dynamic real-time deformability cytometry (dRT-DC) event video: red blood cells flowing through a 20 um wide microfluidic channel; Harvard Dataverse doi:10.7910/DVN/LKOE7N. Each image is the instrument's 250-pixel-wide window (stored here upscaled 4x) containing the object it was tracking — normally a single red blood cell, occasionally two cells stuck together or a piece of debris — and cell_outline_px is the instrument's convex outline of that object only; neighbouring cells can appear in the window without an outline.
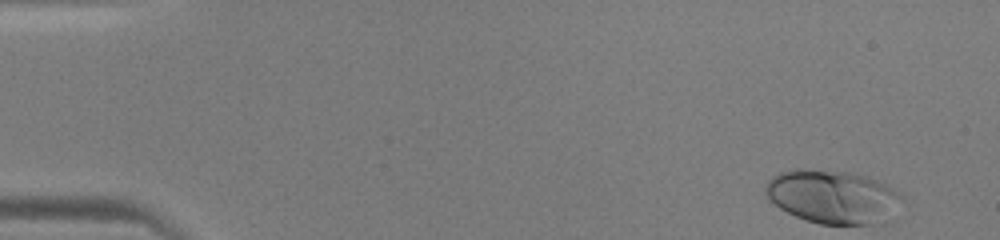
{"species": "human", "species_latin": "Homo sapiens", "temperature_condition": "warm", "stored_images_in_passage": 45, "camera_frame_rate_fps": 3000, "um_per_image_px": 0.085, "donor": {"sex": "male"}, "frame": {"image": 1, "passage_image": 1, "time_ms": 0.0, "image_size_px": [1000, 240], "cell_outline_px": [[908, 200], [884, 224], [820, 224], [796, 216], [780, 208], [768, 200], [764, 192], [764, 188], [768, 180], [772, 176], [780, 172], [796, 168], [800, 168], [848, 172], [868, 176], [884, 184], [904, 196]], "centroid_in_image_um": [70.83, 16.73], "position_along_channel_um": 14.2, "area_um2": 43.23}}
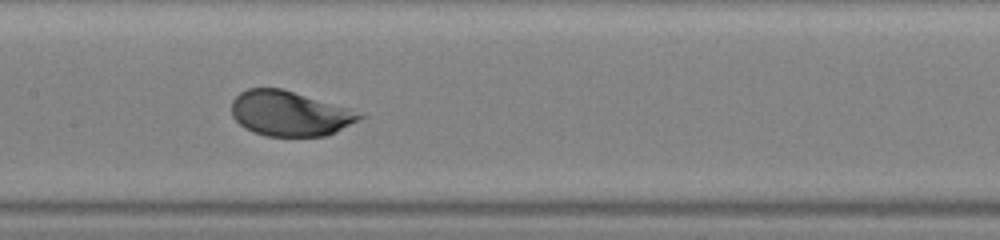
{"frame": {"image": 2, "passage_image": 22, "time_ms": 7.0, "image_size_px": [1000, 240], "cell_outline_px": [[364, 116], [324, 136], [268, 136], [252, 132], [244, 128], [232, 116], [232, 100], [240, 92], [248, 88], [280, 88], [352, 108], [364, 112]], "centroid_in_image_um": [24.6, 9.63], "position_along_channel_um": 182.8, "area_um2": 33.41}}
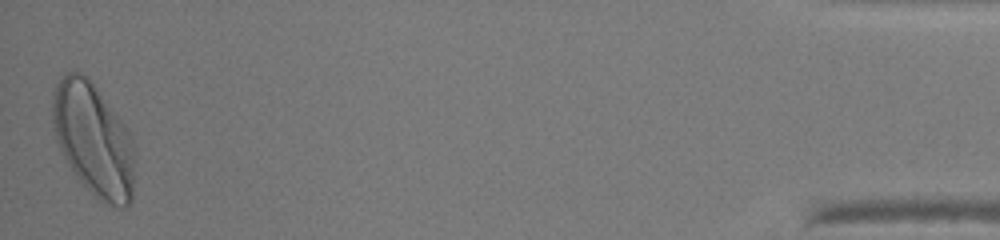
{"frame": {"image": 3, "passage_image": 45, "time_ms": 14.667, "image_size_px": [1000, 240], "cell_outline_px": [[132, 200], [124, 208], [120, 208], [108, 204], [100, 200], [80, 180], [68, 164], [56, 140], [52, 124], [52, 96], [56, 84], [60, 76], [68, 72], [80, 72], [96, 88], [124, 124], [132, 140]], "centroid_in_image_um": [7.9, 11.85], "position_along_channel_um": 427.3, "area_um2": 52.94}}